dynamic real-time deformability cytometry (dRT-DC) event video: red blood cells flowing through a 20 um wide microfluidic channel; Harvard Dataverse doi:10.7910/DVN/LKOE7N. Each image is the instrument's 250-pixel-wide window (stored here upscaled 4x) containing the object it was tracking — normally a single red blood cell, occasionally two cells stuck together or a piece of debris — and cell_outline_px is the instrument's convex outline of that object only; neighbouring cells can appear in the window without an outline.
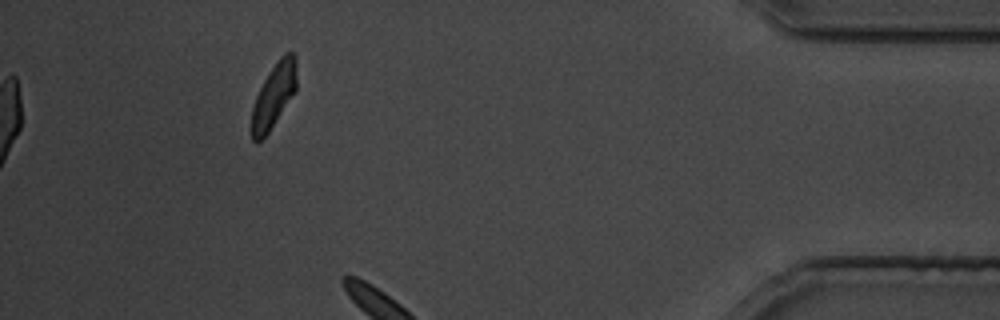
{"species": "common noctule bat (a hibernating species)", "species_latin": "Nyctalus noctula", "temperature_condition": "cold", "stored_images_in_passage": 23, "camera_frame_rate_fps": 3000, "um_per_image_px": 0.085, "animal": {"sex": "male", "body_mass_g": 19.5, "forearm_length_mm": 54.6}, "frame": {"image": 1, "passage_image": 23, "time_ms": 27.333, "image_size_px": [1000, 320], "cell_outline_px": [[296, 92], [268, 132], [256, 144], [252, 140], [252, 108], [256, 96], [264, 80], [280, 56], [284, 52], [292, 52], [296, 56]], "centroid_in_image_um": [23.29, 8.1], "position_along_channel_um": 411.9, "area_um2": 16.7}}